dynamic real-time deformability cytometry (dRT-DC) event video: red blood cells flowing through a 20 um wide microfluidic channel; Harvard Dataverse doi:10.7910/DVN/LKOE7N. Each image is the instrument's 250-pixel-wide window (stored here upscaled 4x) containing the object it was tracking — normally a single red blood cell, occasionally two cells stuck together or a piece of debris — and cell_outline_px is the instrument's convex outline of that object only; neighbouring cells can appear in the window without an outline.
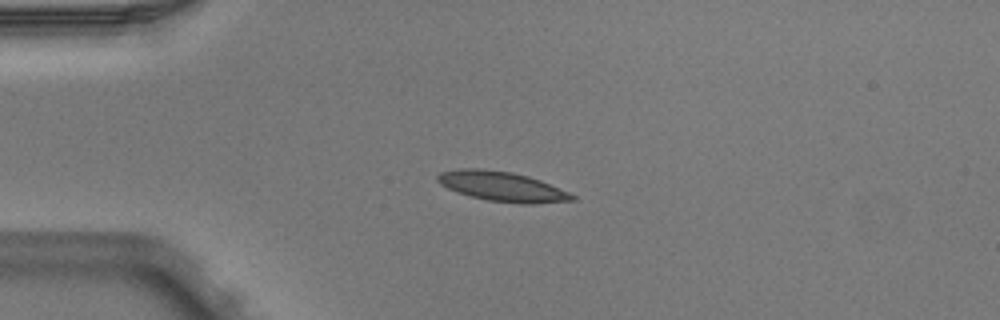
{"species": "Egyptian fruit bat (a non-hibernating species)", "species_latin": "Rousettus aegyptiacus", "temperature_condition": "warm", "stored_images_in_passage": 3, "camera_frame_rate_fps": 3000, "um_per_image_px": 0.085, "animal": {"sex": "male"}, "frame": {"image": 1, "passage_image": 2, "time_ms": 0.333, "image_size_px": [1000, 320], "cell_outline_px": [[576, 200], [532, 204], [520, 204], [488, 200], [456, 192], [440, 184], [436, 180], [436, 176], [440, 172], [460, 168], [480, 168], [512, 172], [528, 176], [540, 180], [568, 192], [576, 196]], "centroid_in_image_um": [42.66, 15.84], "position_along_channel_um": 42.3, "area_um2": 23.35}}